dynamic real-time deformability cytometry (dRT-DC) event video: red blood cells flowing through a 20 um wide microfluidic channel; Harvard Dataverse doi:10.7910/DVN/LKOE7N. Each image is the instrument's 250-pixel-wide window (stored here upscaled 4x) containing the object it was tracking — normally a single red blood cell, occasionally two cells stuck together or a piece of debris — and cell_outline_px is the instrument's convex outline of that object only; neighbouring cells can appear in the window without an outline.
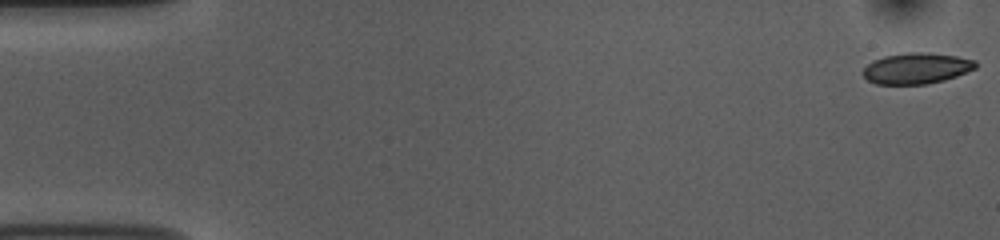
{"species": "common noctule bat (a hibernating species)", "species_latin": "Nyctalus noctula", "temperature_condition": "room temperature", "stored_images_in_passage": 53, "camera_frame_rate_fps": 3000, "um_per_image_px": 0.085, "animal": {"sex": "female", "body_mass_g": 10.0, "forearm_length_mm": 53.1}, "frame": {"image": 1, "passage_image": 1, "time_ms": 0.0, "image_size_px": [1000, 240], "cell_outline_px": [[976, 68], [956, 76], [944, 80], [924, 84], [876, 84], [868, 80], [860, 72], [872, 60], [884, 56], [908, 52], [928, 52], [956, 56], [976, 60]], "centroid_in_image_um": [77.88, 5.8], "position_along_channel_um": 7.1, "area_um2": 20.35}}
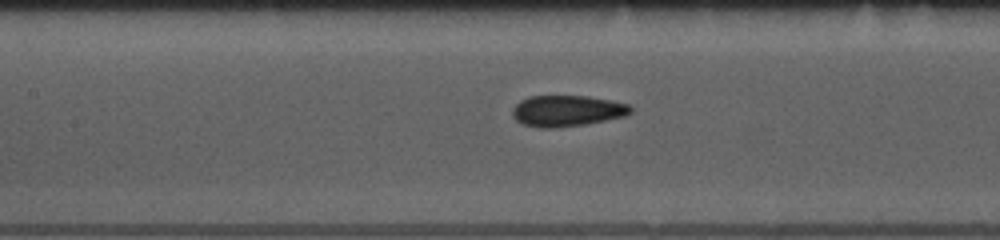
{"frame": {"image": 2, "passage_image": 24, "time_ms": 7.667, "image_size_px": [1000, 240], "cell_outline_px": [[632, 112], [624, 116], [584, 124], [552, 128], [540, 128], [524, 124], [516, 120], [512, 116], [512, 108], [520, 100], [528, 96], [588, 96], [628, 104], [632, 108]], "centroid_in_image_um": [48.15, 9.41], "position_along_channel_um": 159.2, "area_um2": 21.27}}
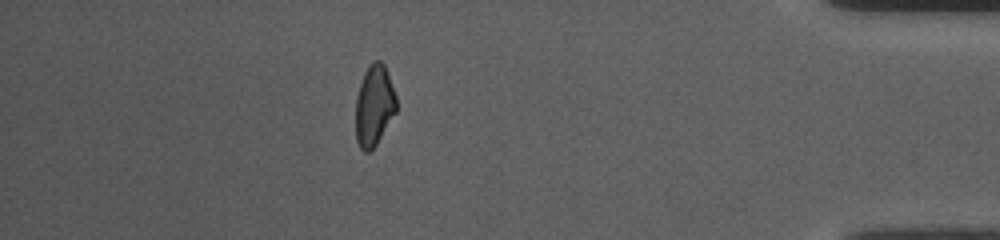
{"frame": {"image": 3, "passage_image": 47, "time_ms": 15.333, "image_size_px": [1000, 240], "cell_outline_px": [[396, 112], [376, 144], [368, 152], [364, 152], [360, 148], [356, 140], [356, 96], [364, 72], [368, 64], [372, 60], [380, 60], [384, 64], [396, 96]], "centroid_in_image_um": [31.79, 8.94], "position_along_channel_um": 403.4, "area_um2": 19.13}, "authors_computed_cell_mechanics": {"area_um2": 20.4612, "velocity_mm_per_s": 3.7581, "shape_relaxation_time_tau1_ms": 5.6609, "shape_relaxation_time_tau2_ms": 2.2733, "deformation_change_tau1": 0.1344, "deformation_change_tau2": 0.0592}}